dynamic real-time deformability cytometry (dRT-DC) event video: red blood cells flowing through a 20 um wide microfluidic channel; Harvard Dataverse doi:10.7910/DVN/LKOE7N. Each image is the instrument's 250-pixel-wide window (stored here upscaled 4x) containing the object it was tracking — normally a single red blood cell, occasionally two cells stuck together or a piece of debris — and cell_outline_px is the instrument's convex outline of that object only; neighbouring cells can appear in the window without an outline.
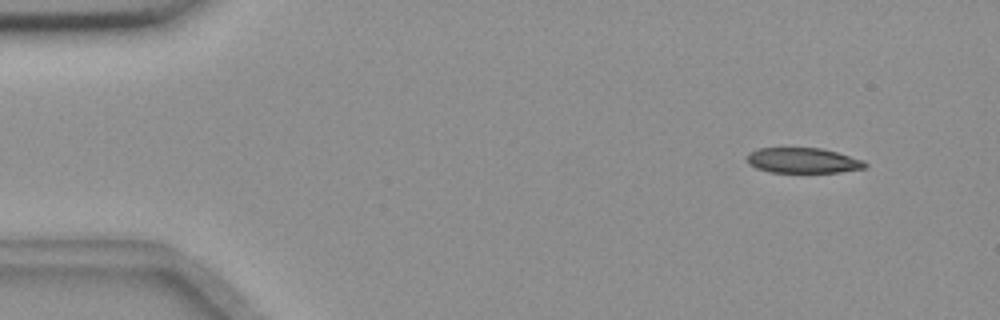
{"species": "common noctule bat (a hibernating species)", "species_latin": "Nyctalus noctula", "temperature_condition": "room temperature", "stored_images_in_passage": 54, "camera_frame_rate_fps": 3000, "um_per_image_px": 0.085, "animal": {"sex": "female", "body_mass_g": 18.4}, "frame": {"image": 1, "passage_image": 4, "time_ms": 1.0, "image_size_px": [1000, 320], "cell_outline_px": [[868, 164], [864, 168], [840, 172], [772, 172], [756, 168], [748, 164], [748, 152], [760, 148], [824, 148], [864, 160]], "centroid_in_image_um": [68.27, 13.63], "position_along_channel_um": 16.7, "area_um2": 17.4}}
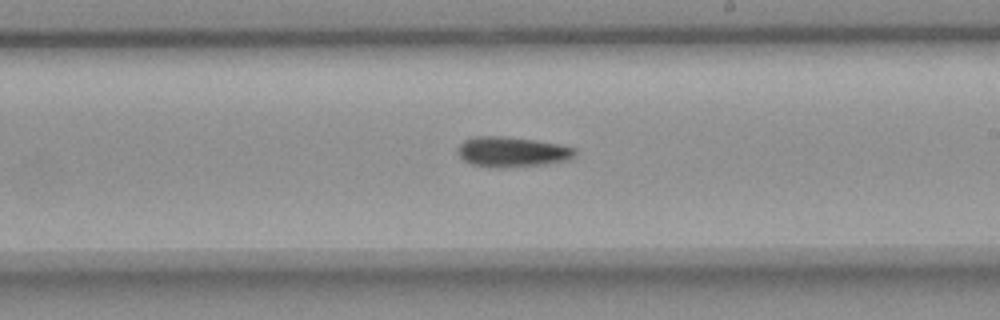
{"frame": {"image": 2, "passage_image": 31, "time_ms": 10.0, "image_size_px": [1000, 320], "cell_outline_px": [[576, 152], [568, 160], [548, 164], [504, 168], [496, 168], [472, 164], [464, 160], [456, 152], [456, 148], [464, 140], [476, 136], [504, 136], [536, 140], [560, 144], [576, 148]], "centroid_in_image_um": [43.52, 12.91], "position_along_channel_um": 245.5, "area_um2": 20.87}}
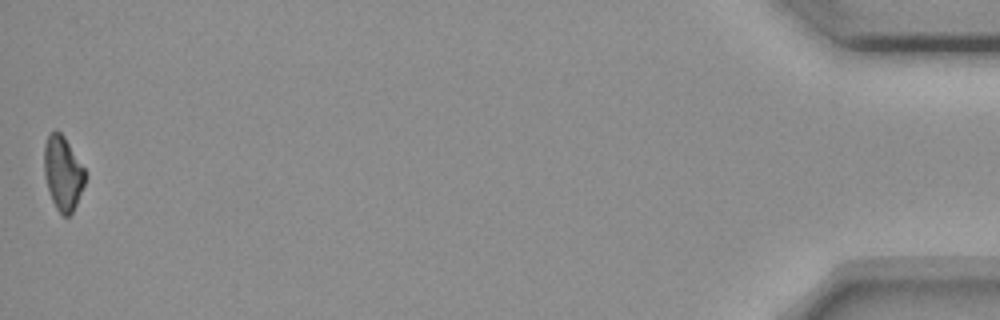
{"frame": {"image": 3, "passage_image": 54, "time_ms": 17.667, "image_size_px": [1000, 320], "cell_outline_px": [[84, 184], [76, 204], [72, 212], [68, 216], [64, 216], [56, 208], [52, 200], [44, 176], [44, 144], [48, 132], [56, 128], [64, 136], [84, 168]], "centroid_in_image_um": [5.31, 14.66], "position_along_channel_um": 429.9, "area_um2": 17.57}, "authors_computed_cell_mechanics": {"area_um2": 19.1896, "velocity_mm_per_s": 3.6529, "shape_relaxation_time_tau1_ms": 6.402, "shape_relaxation_time_tau2_ms": null, "deformation_change_tau1": 0.134, "deformation_change_tau2": null}}